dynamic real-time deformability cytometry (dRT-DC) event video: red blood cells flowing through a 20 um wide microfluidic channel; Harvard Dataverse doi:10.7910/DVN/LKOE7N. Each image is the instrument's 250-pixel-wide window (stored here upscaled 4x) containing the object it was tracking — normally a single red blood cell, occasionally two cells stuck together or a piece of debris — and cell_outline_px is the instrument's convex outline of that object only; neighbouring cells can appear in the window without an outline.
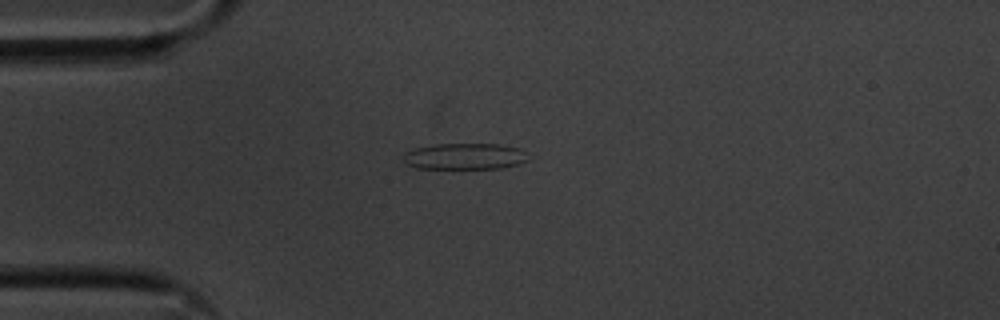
{"species": "common noctule bat (a hibernating species)", "species_latin": "Nyctalus noctula", "temperature_condition": "cold", "stored_images_in_passage": 36, "camera_frame_rate_fps": 3000, "um_per_image_px": 0.085, "animal": {"sex": "male", "body_mass_g": 20.1, "forearm_length_mm": 53.5}, "frame": {"image": 1, "passage_image": 1, "time_ms": 0.0, "image_size_px": [1000, 320], "cell_outline_px": [[528, 160], [516, 164], [500, 168], [416, 168], [404, 164], [404, 156], [408, 152], [416, 148], [436, 144], [500, 144], [520, 148], [524, 152]], "centroid_in_image_um": [39.5, 13.29], "position_along_channel_um": 45.5, "area_um2": 18.84}}
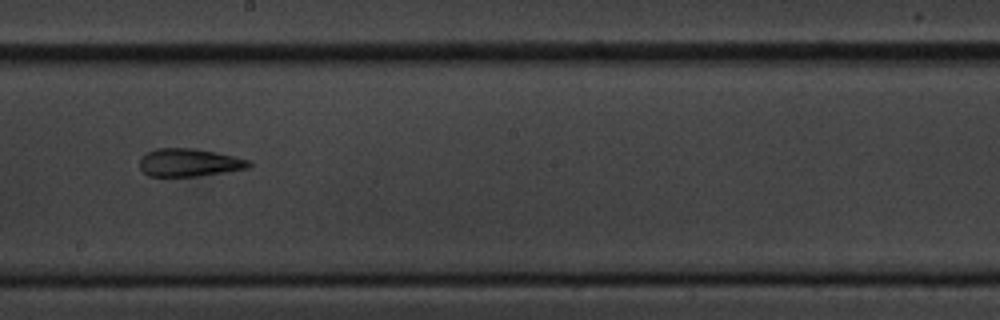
{"frame": {"image": 2, "passage_image": 18, "time_ms": 5.667, "image_size_px": [1000, 320], "cell_outline_px": [[252, 164], [248, 168], [228, 172], [196, 176], [148, 176], [140, 168], [140, 156], [156, 148], [196, 148], [216, 152], [252, 160]], "centroid_in_image_um": [16.11, 13.81], "position_along_channel_um": 232.1, "area_um2": 17.98}}
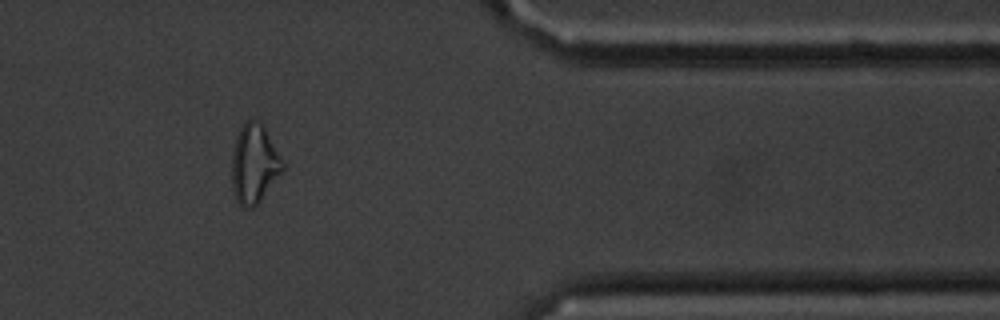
{"frame": {"image": 3, "passage_image": 33, "time_ms": 10.667, "image_size_px": [1000, 320], "cell_outline_px": [[284, 168], [260, 200], [252, 208], [244, 208], [236, 200], [232, 188], [232, 156], [236, 136], [240, 128], [252, 116], [260, 120], [284, 164]], "centroid_in_image_um": [21.58, 13.9], "position_along_channel_um": 389.8, "area_um2": 23.06}, "authors_computed_cell_mechanics": {"area_um2": 18.1492, "velocity_mm_per_s": 3.5728, "shape_relaxation_time_tau1_ms": null, "shape_relaxation_time_tau2_ms": 2.8866, "deformation_change_tau1": null, "deformation_change_tau2": 0.1329}}